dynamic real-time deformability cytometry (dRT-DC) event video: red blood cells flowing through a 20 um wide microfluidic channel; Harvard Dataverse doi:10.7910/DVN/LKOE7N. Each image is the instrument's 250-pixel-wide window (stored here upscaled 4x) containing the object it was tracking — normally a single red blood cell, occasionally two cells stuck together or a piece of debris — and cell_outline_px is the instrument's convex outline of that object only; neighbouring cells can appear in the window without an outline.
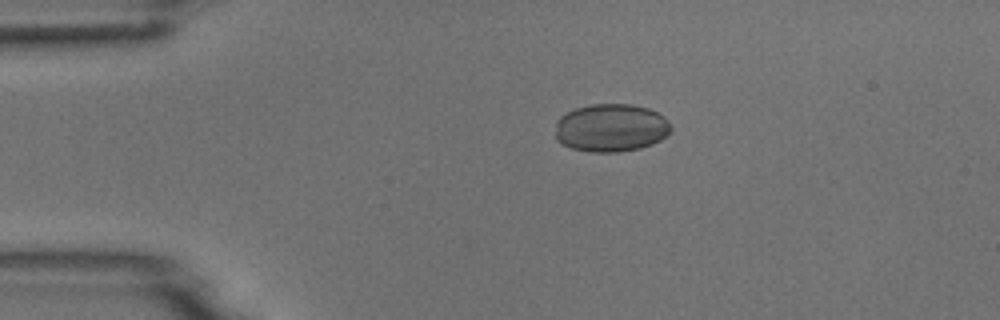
{"species": "common noctule bat (a hibernating species)", "species_latin": "Nyctalus noctula", "temperature_condition": "room temperature", "stored_images_in_passage": 3, "camera_frame_rate_fps": 3000, "um_per_image_px": 0.085, "animal": {"sex": "male", "body_mass_g": 18.8}, "frame": {"image": 1, "passage_image": 1, "time_ms": 0.0, "image_size_px": [1000, 320], "cell_outline_px": [[672, 128], [660, 140], [652, 144], [640, 148], [616, 152], [588, 152], [572, 148], [560, 144], [556, 140], [556, 120], [564, 112], [576, 108], [592, 104], [632, 104], [648, 108], [664, 116]], "centroid_in_image_um": [51.89, 10.86], "position_along_channel_um": 33.1, "area_um2": 32.54}}
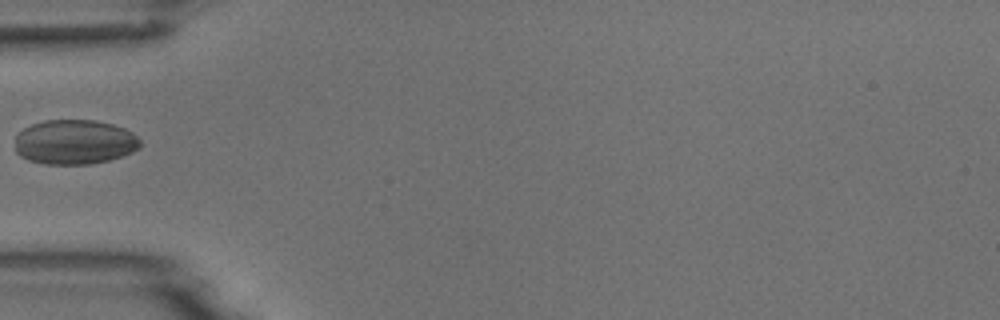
{"frame": {"image": 2, "passage_image": 3, "time_ms": 2.333, "image_size_px": [1000, 320], "cell_outline_px": [[140, 148], [132, 152], [108, 160], [92, 164], [44, 164], [28, 160], [20, 156], [16, 152], [16, 136], [24, 128], [32, 124], [44, 120], [96, 120], [112, 124], [124, 128], [132, 132], [140, 140]], "centroid_in_image_um": [6.34, 12.07], "position_along_channel_um": 78.7, "area_um2": 32.66}}